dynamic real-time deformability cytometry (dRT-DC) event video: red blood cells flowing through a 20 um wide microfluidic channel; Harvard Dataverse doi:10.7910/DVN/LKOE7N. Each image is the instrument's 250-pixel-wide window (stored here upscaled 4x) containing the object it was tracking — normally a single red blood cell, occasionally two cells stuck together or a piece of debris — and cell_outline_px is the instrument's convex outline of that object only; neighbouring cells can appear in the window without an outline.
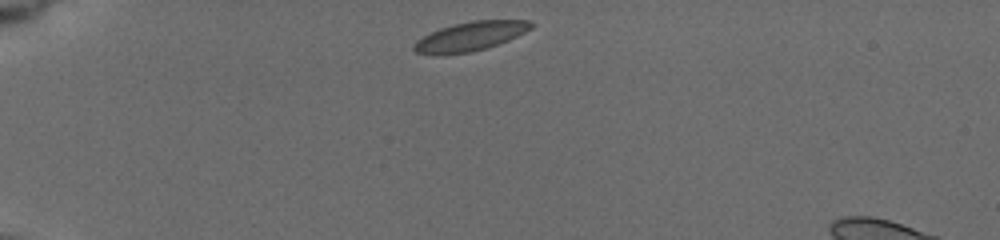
{"species": "common noctule bat (a hibernating species)", "species_latin": "Nyctalus noctula", "temperature_condition": "cold", "stored_images_in_passage": 14, "camera_frame_rate_fps": 3000, "um_per_image_px": 0.085, "animal": {"sex": "female", "body_mass_g": 19.5, "forearm_length_mm": 54.1}, "frame": {"image": 1, "passage_image": 1, "time_ms": 0.0, "image_size_px": [1000, 240], "cell_outline_px": [[536, 24], [532, 28], [508, 40], [484, 48], [468, 52], [416, 52], [412, 48], [412, 44], [416, 40], [440, 28], [452, 24], [472, 20], [532, 20]], "centroid_in_image_um": [40.05, 3.03], "position_along_channel_um": 44.9, "area_um2": 19.19}}
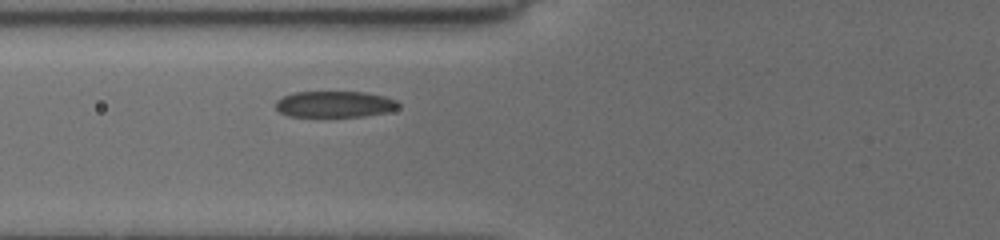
{"frame": {"image": 2, "passage_image": 12, "time_ms": 2.667, "image_size_px": [1000, 240], "cell_outline_px": [[400, 108], [388, 112], [364, 116], [288, 116], [280, 112], [276, 108], [276, 100], [292, 92], [364, 92], [384, 96], [396, 100], [400, 104]], "centroid_in_image_um": [28.47, 8.85], "position_along_channel_um": 97.3, "area_um2": 18.79}}